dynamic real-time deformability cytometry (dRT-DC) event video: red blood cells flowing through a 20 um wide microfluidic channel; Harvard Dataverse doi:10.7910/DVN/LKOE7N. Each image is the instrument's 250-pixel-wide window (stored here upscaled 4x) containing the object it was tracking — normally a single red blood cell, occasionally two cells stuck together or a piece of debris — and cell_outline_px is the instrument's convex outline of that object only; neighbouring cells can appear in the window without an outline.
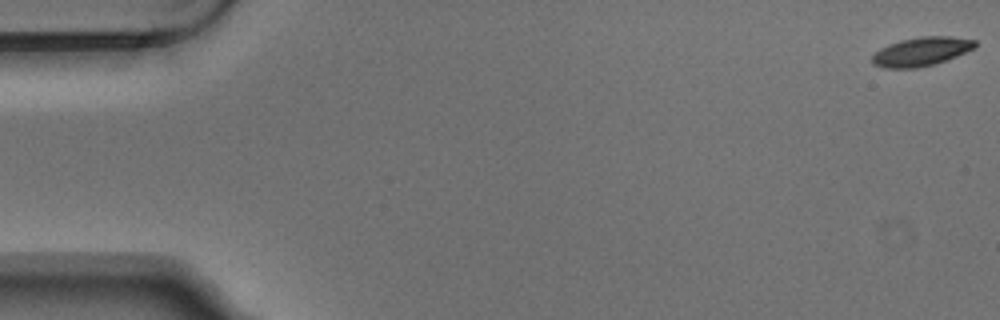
{"species": "Egyptian fruit bat (a non-hibernating species)", "species_latin": "Rousettus aegyptiacus", "temperature_condition": "warm", "stored_images_in_passage": 6, "segment_of_instrument_passage": [1, 2], "camera_frame_rate_fps": 3000, "um_per_image_px": 0.085, "animal": {"sex": "male"}, "frame": {"image": 1, "passage_image": 1, "time_ms": 0.0, "image_size_px": [1000, 320], "cell_outline_px": [[976, 48], [936, 64], [916, 68], [884, 68], [872, 64], [872, 56], [880, 48], [888, 44], [900, 40], [920, 36], [952, 36], [976, 40]], "centroid_in_image_um": [78.32, 4.38], "position_along_channel_um": 6.7, "area_um2": 17.46}}